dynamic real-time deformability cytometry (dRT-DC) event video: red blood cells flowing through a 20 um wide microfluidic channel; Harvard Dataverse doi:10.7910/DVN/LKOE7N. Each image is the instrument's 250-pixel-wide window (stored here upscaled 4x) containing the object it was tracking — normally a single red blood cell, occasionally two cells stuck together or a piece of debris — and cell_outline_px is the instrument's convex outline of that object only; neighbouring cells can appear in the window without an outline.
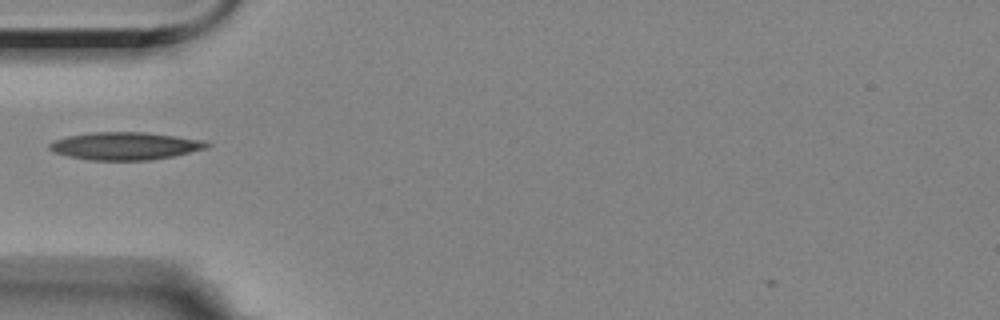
{"species": "Egyptian fruit bat (a non-hibernating species)", "species_latin": "Rousettus aegyptiacus", "temperature_condition": "room temperature", "stored_images_in_passage": 39, "camera_frame_rate_fps": 3000, "um_per_image_px": 0.085, "animal": {"sex": "female"}, "frame": {"image": 1, "passage_image": 1, "time_ms": 0.0, "image_size_px": [1000, 320], "cell_outline_px": [[212, 144], [208, 148], [172, 156], [148, 160], [88, 160], [68, 156], [52, 152], [48, 148], [48, 144], [52, 140], [68, 136], [92, 132], [144, 132], [176, 136], [204, 140]], "centroid_in_image_um": [10.61, 12.4], "position_along_channel_um": 74.4, "area_um2": 25.49}}
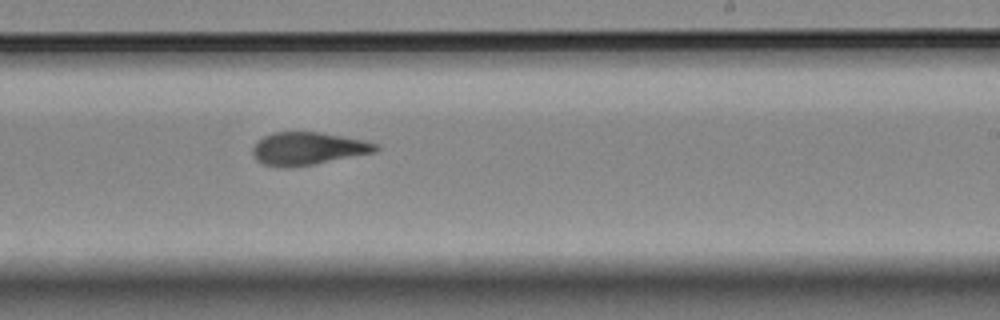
{"frame": {"image": 2, "passage_image": 17, "time_ms": 5.333, "image_size_px": [1000, 320], "cell_outline_px": [[380, 148], [376, 152], [292, 168], [280, 168], [264, 164], [256, 160], [252, 156], [252, 148], [256, 140], [272, 132], [316, 132], [364, 140], [380, 144]], "centroid_in_image_um": [26.13, 12.64], "position_along_channel_um": 262.9, "area_um2": 23.7}}
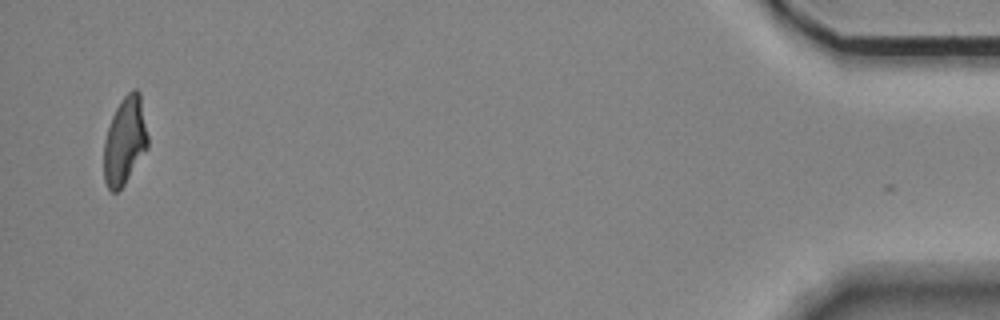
{"frame": {"image": 3, "passage_image": 38, "time_ms": 12.333, "image_size_px": [1000, 320], "cell_outline_px": [[148, 148], [124, 184], [116, 192], [112, 192], [108, 188], [104, 180], [104, 140], [112, 116], [120, 100], [132, 88], [136, 88], [140, 92], [148, 136]], "centroid_in_image_um": [10.62, 11.94], "position_along_channel_um": 424.6, "area_um2": 22.48}}